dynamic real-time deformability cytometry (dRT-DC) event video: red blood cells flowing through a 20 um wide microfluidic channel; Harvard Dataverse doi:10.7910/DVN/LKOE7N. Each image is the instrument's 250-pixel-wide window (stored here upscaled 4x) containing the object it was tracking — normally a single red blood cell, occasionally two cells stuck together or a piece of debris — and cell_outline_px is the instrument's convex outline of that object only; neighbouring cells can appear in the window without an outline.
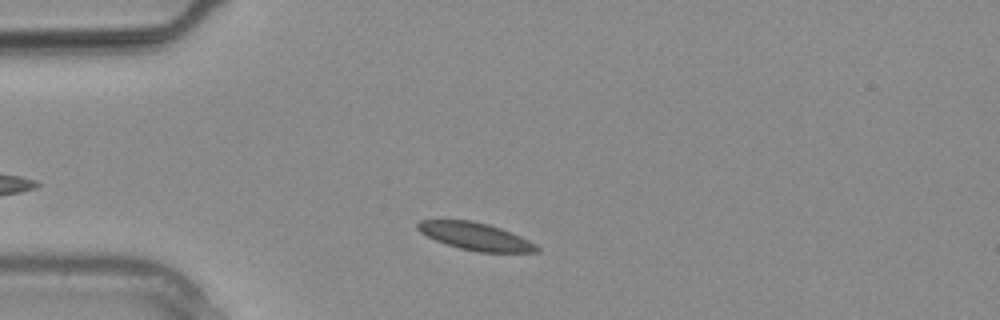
{"species": "common noctule bat (a hibernating species)", "species_latin": "Nyctalus noctula", "temperature_condition": "warm", "stored_images_in_passage": 2, "camera_frame_rate_fps": 3000, "um_per_image_px": 0.085, "animal": {"sex": "male", "body_mass_g": 20.4}, "frame": {"image": 1, "passage_image": 2, "time_ms": 0.333, "image_size_px": [1000, 320], "cell_outline_px": [[540, 252], [476, 252], [460, 248], [436, 240], [420, 232], [416, 228], [416, 224], [420, 220], [472, 220], [488, 224], [500, 228], [520, 236], [536, 244], [540, 248]], "centroid_in_image_um": [40.42, 20.09], "position_along_channel_um": 44.6, "area_um2": 18.96}}